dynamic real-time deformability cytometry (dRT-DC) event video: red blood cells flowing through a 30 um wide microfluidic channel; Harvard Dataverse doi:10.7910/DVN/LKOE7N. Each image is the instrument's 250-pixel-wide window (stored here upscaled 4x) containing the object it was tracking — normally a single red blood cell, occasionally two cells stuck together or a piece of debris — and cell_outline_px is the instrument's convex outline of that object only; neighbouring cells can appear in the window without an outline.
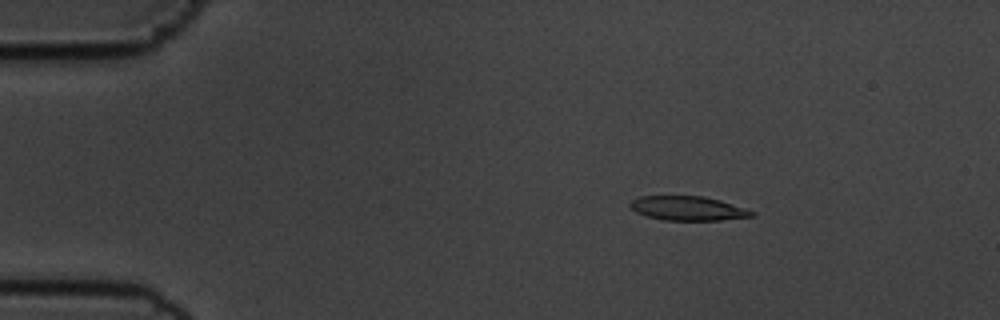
{"species": "common noctule bat (a hibernating species)", "species_latin": "Nyctalus noctula", "temperature_condition": "cold", "stored_images_in_passage": 48, "camera_frame_rate_fps": 3000, "um_per_image_px": 0.085, "animal": {"sex": "male", "body_mass_g": 19.5, "forearm_length_mm": 54.6}, "frame": {"image": 1, "passage_image": 1, "time_ms": 0.0, "image_size_px": [1000, 320], "cell_outline_px": [[756, 216], [720, 220], [664, 220], [648, 216], [636, 212], [628, 204], [632, 200], [640, 196], [704, 196], [720, 200], [756, 212]], "centroid_in_image_um": [58.49, 17.71], "position_along_channel_um": 26.5, "area_um2": 17.11}}
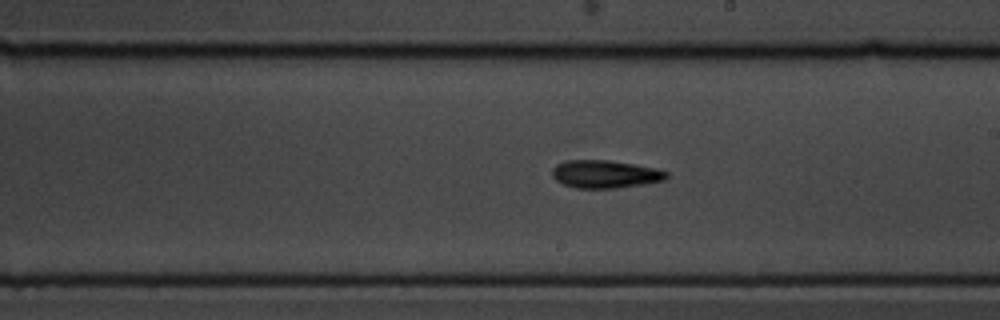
{"frame": {"image": 2, "passage_image": 24, "time_ms": 7.667, "image_size_px": [1000, 320], "cell_outline_px": [[668, 176], [664, 180], [644, 184], [616, 188], [576, 188], [564, 184], [556, 180], [552, 176], [552, 168], [556, 164], [568, 160], [608, 160], [656, 168], [668, 172]], "centroid_in_image_um": [51.42, 14.8], "position_along_channel_um": 237.6, "area_um2": 18.5}}
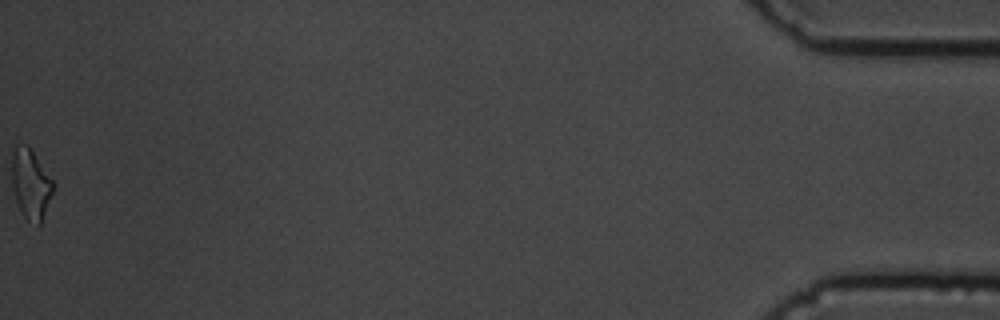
{"frame": {"image": 3, "passage_image": 48, "time_ms": 15.667, "image_size_px": [1000, 320], "cell_outline_px": [[56, 184], [40, 224], [36, 228], [20, 212], [16, 200], [12, 184], [12, 148], [16, 144], [28, 144]], "centroid_in_image_um": [2.61, 15.62], "position_along_channel_um": 432.6, "area_um2": 17.17}, "authors_computed_cell_mechanics": {"area_um2": 17.6868, "velocity_mm_per_s": 3.6333, "shape_relaxation_time_tau1_ms": 3.5659, "shape_relaxation_time_tau2_ms": 8.2904, "deformation_change_tau1": 0.1599, "deformation_change_tau2": 0.2035}}